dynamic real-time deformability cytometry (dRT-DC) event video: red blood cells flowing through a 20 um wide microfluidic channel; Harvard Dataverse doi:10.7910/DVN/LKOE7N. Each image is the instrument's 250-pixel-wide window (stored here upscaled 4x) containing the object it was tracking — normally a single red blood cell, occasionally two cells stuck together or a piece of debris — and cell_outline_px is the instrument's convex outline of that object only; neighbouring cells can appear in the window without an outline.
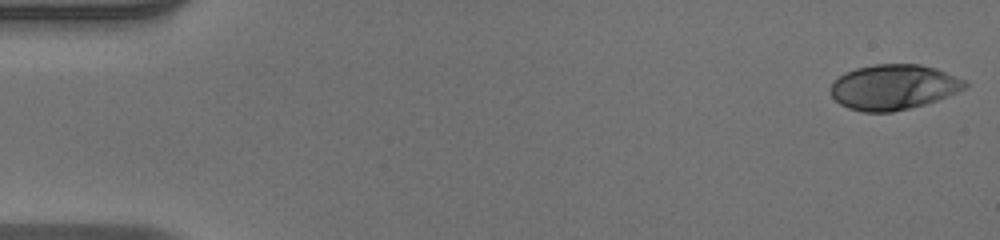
{"species": "human", "species_latin": "Homo sapiens", "temperature_condition": "warm", "stored_images_in_passage": 52, "camera_frame_rate_fps": 3000, "um_per_image_px": 0.085, "donor": {"sex": "male"}, "frame": {"image": 1, "passage_image": 1, "time_ms": 0.0, "image_size_px": [1000, 240], "cell_outline_px": [[968, 84], [964, 88], [948, 96], [912, 108], [892, 112], [864, 112], [848, 108], [840, 104], [832, 96], [832, 84], [844, 72], [856, 68], [876, 64], [920, 64], [936, 68], [964, 80]], "centroid_in_image_um": [75.95, 7.4], "position_along_channel_um": 9.1, "area_um2": 35.14}}
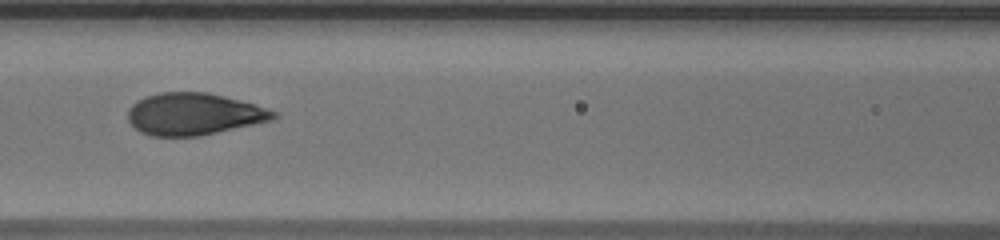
{"frame": {"image": 2, "passage_image": 23, "time_ms": 7.333, "image_size_px": [1000, 240], "cell_outline_px": [[280, 116], [272, 120], [200, 136], [152, 136], [140, 132], [128, 120], [128, 108], [136, 100], [144, 96], [160, 92], [208, 92], [224, 96], [252, 104], [276, 112]], "centroid_in_image_um": [16.43, 9.69], "position_along_channel_um": 150.2, "area_um2": 35.55}}
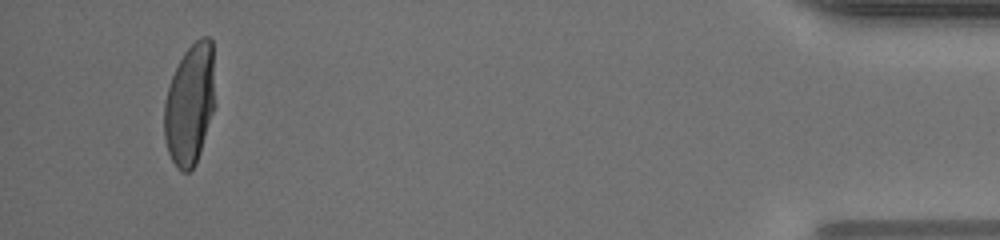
{"frame": {"image": 3, "passage_image": 49, "time_ms": 16.0, "image_size_px": [1000, 240], "cell_outline_px": [[212, 112], [200, 152], [196, 164], [188, 172], [180, 172], [176, 168], [168, 152], [164, 136], [164, 104], [168, 88], [172, 76], [184, 52], [200, 36], [208, 36], [212, 40]], "centroid_in_image_um": [16.09, 8.9], "position_along_channel_um": 419.1, "area_um2": 35.03}, "authors_computed_cell_mechanics": {"area_um2": 35.6337, "velocity_mm_per_s": 3.9634, "shape_relaxation_time_tau1_ms": 4.4629, "shape_relaxation_time_tau2_ms": null, "deformation_change_tau1": 0.2267, "deformation_change_tau2": null}}